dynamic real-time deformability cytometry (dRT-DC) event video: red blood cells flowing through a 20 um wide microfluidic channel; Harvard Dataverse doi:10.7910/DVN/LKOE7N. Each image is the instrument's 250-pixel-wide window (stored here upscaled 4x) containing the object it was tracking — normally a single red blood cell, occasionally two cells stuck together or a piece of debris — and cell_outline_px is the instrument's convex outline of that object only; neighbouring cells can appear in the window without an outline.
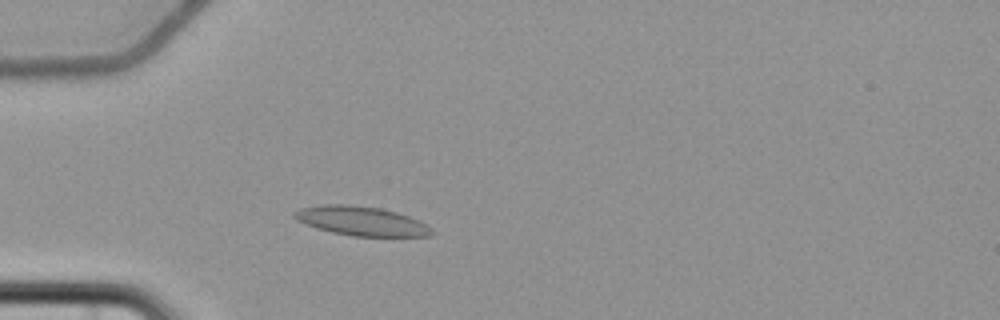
{"species": "common noctule bat (a hibernating species)", "species_latin": "Nyctalus noctula", "temperature_condition": "cold", "stored_images_in_passage": 3, "camera_frame_rate_fps": 3000, "um_per_image_px": 0.085, "animal": {"sex": "female", "body_mass_g": 22.7, "forearm_length_mm": 54.2}, "frame": {"image": 1, "passage_image": 2, "time_ms": 1.333, "image_size_px": [1000, 320], "cell_outline_px": [[436, 232], [432, 236], [352, 236], [332, 232], [316, 228], [296, 220], [292, 216], [292, 212], [300, 208], [324, 204], [348, 204], [380, 208], [396, 212], [420, 220], [432, 228]], "centroid_in_image_um": [30.72, 18.78], "position_along_channel_um": 54.3, "area_um2": 23.58}}